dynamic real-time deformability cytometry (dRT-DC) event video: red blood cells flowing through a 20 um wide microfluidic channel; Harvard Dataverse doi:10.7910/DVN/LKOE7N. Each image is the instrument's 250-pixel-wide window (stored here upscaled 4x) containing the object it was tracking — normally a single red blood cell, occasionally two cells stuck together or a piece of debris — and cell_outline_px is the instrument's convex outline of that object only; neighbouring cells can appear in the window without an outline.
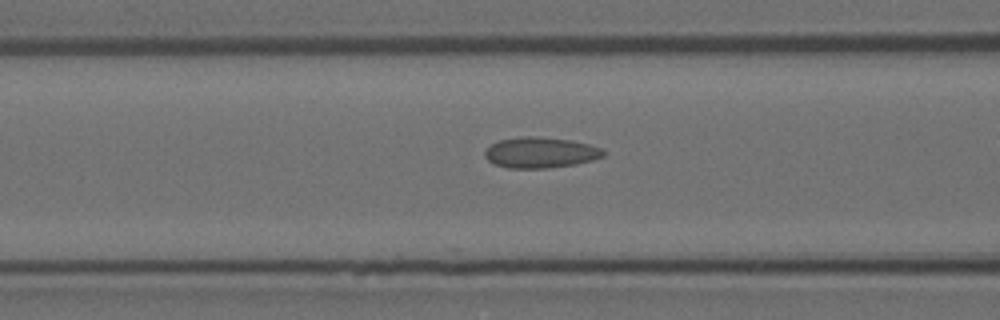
{"species": "Egyptian fruit bat (a non-hibernating species)", "species_latin": "Rousettus aegyptiacus", "temperature_condition": "room temperature", "stored_images_in_passage": 17, "camera_frame_rate_fps": 3000, "um_per_image_px": 0.085, "animal": {"sex": "female"}, "frame": {"image": 1, "passage_image": 9, "time_ms": 2.667, "image_size_px": [1000, 320], "cell_outline_px": [[604, 156], [592, 160], [576, 164], [548, 168], [508, 168], [496, 164], [488, 160], [484, 156], [484, 152], [492, 144], [500, 140], [520, 136], [532, 136], [568, 140], [588, 144], [604, 148]], "centroid_in_image_um": [45.95, 12.97], "position_along_channel_um": 120.7, "area_um2": 21.1}}
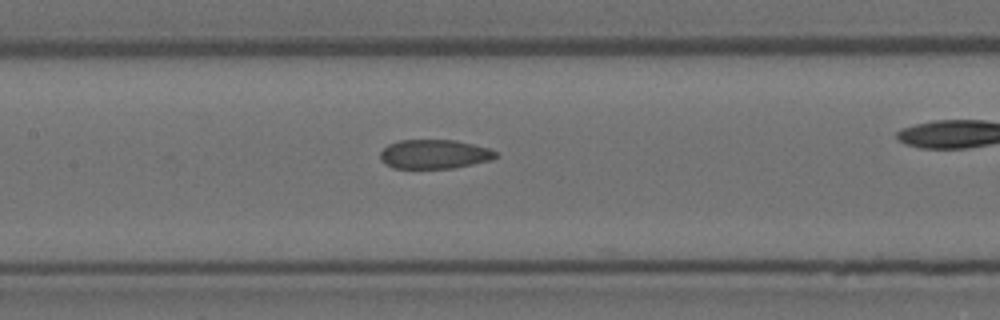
{"frame": {"image": 2, "passage_image": 13, "time_ms": 4.0, "image_size_px": [1000, 320], "cell_outline_px": [[500, 156], [492, 160], [452, 168], [392, 168], [384, 164], [380, 160], [380, 152], [388, 144], [400, 140], [456, 140], [488, 148], [496, 152]], "centroid_in_image_um": [36.91, 13.11], "position_along_channel_um": 170.5, "area_um2": 19.71}}
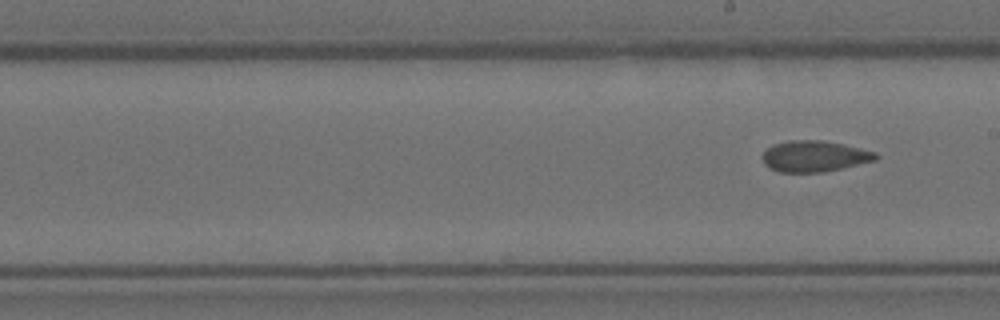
{"frame": {"image": 3, "passage_image": 17, "time_ms": 5.333, "image_size_px": [1000, 320], "cell_outline_px": [[880, 156], [876, 160], [824, 172], [780, 172], [768, 168], [764, 164], [764, 152], [772, 144], [788, 140], [824, 140], [844, 144], [876, 152]], "centroid_in_image_um": [69.24, 13.27], "position_along_channel_um": 219.8, "area_um2": 20.58}}